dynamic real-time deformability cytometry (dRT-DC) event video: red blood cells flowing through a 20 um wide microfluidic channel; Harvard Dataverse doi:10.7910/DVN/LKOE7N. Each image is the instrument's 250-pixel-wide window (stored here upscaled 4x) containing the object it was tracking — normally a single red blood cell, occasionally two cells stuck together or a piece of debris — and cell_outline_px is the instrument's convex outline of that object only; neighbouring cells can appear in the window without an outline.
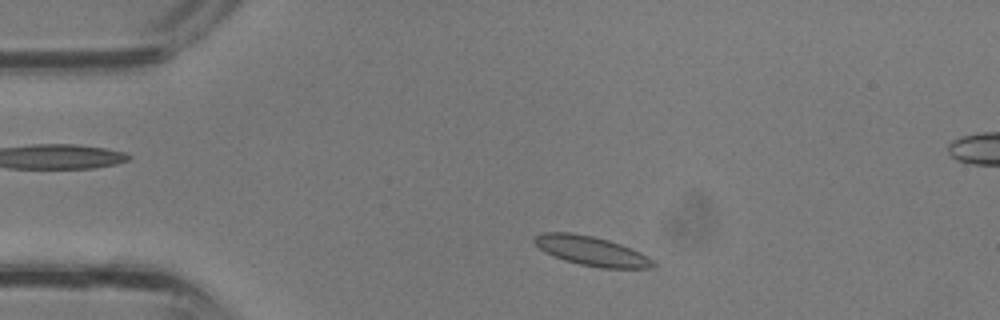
{"species": "common noctule bat (a hibernating species)", "species_latin": "Nyctalus noctula", "temperature_condition": "room temperature", "stored_images_in_passage": 32, "segment_of_instrument_passage": [1, 2], "camera_frame_rate_fps": 3000, "um_per_image_px": 0.085, "animal": {"sex": "male", "body_mass_g": 13.3}, "frame": {"image": 1, "passage_image": 3, "time_ms": 0.667, "image_size_px": [1000, 320], "cell_outline_px": [[656, 264], [652, 268], [600, 268], [580, 264], [564, 260], [552, 256], [544, 252], [532, 240], [536, 236], [544, 232], [572, 232], [592, 236], [608, 240], [620, 244], [652, 260]], "centroid_in_image_um": [50.2, 21.33], "position_along_channel_um": 34.8, "area_um2": 20.0}}
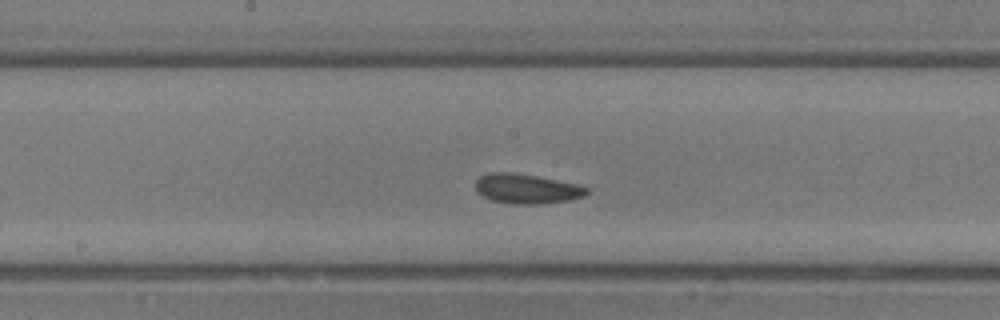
{"frame": {"image": 2, "passage_image": 14, "time_ms": 4.333, "image_size_px": [1000, 320], "cell_outline_px": [[588, 192], [584, 196], [572, 200], [540, 204], [512, 204], [492, 200], [476, 192], [476, 180], [480, 176], [492, 172], [508, 172], [536, 176], [576, 184], [588, 188]], "centroid_in_image_um": [44.76, 16.05], "position_along_channel_um": 203.4, "area_um2": 19.13}}
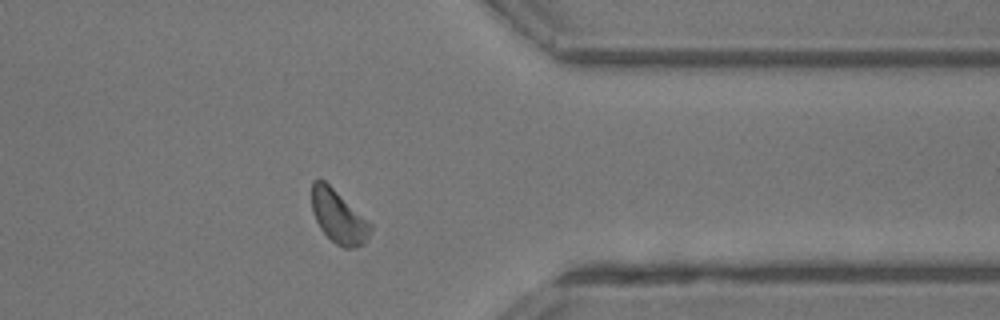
{"frame": {"image": 3, "passage_image": 24, "time_ms": 7.667, "image_size_px": [1000, 320], "cell_outline_px": [[372, 228], [364, 244], [356, 248], [344, 248], [336, 244], [320, 228], [312, 212], [312, 180], [324, 180], [372, 224]], "centroid_in_image_um": [28.77, 18.44], "position_along_channel_um": 382.6, "area_um2": 17.92}}